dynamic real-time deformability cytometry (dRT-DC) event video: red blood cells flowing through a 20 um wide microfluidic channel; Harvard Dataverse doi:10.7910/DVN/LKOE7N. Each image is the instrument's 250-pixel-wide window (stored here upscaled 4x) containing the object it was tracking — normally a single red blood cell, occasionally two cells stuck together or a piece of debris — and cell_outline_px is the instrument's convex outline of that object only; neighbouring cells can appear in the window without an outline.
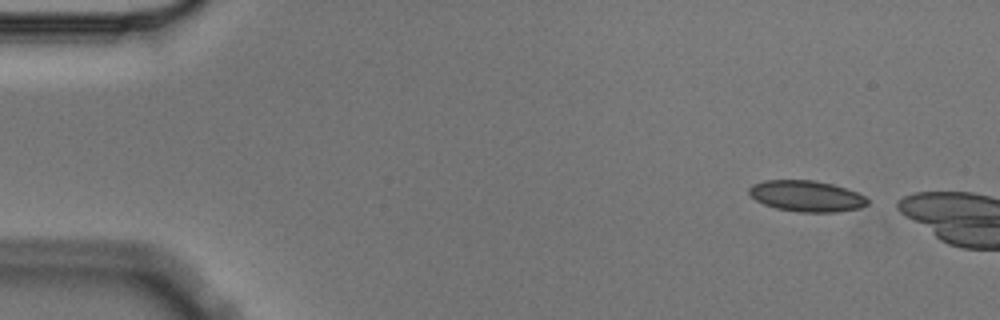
{"species": "Egyptian fruit bat (a non-hibernating species)", "species_latin": "Rousettus aegyptiacus", "temperature_condition": "cold", "stored_images_in_passage": 2, "camera_frame_rate_fps": 3000, "um_per_image_px": 0.085, "animal": {"sex": "male"}, "frame": {"image": 1, "passage_image": 1, "time_ms": 0.0, "image_size_px": [1000, 320], "cell_outline_px": [[868, 204], [860, 208], [836, 212], [800, 212], [776, 208], [764, 204], [756, 200], [748, 192], [748, 188], [752, 184], [764, 180], [816, 180], [832, 184], [856, 192], [864, 196], [868, 200]], "centroid_in_image_um": [68.53, 16.66], "position_along_channel_um": 16.5, "area_um2": 21.39}}